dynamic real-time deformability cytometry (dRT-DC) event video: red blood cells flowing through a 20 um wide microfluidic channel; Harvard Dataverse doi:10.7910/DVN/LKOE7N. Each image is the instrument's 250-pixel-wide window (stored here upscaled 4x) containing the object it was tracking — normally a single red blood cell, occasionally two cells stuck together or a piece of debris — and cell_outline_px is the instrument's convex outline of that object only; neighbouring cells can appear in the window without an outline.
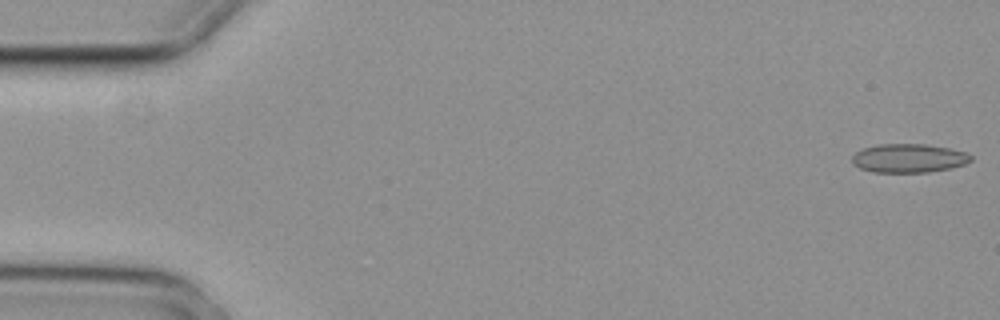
{"species": "common noctule bat (a hibernating species)", "species_latin": "Nyctalus noctula", "temperature_condition": "cold", "stored_images_in_passage": 4, "camera_frame_rate_fps": 3000, "um_per_image_px": 0.085, "animal": {"sex": "female", "body_mass_g": 29.2, "forearm_length_mm": 56.3}, "frame": {"image": 1, "passage_image": 1, "time_ms": 0.0, "image_size_px": [1000, 320], "cell_outline_px": [[972, 160], [964, 164], [952, 168], [928, 172], [872, 172], [860, 168], [852, 164], [852, 156], [856, 152], [864, 148], [876, 144], [924, 144], [948, 148], [968, 152], [972, 156]], "centroid_in_image_um": [77.24, 13.45], "position_along_channel_um": 7.8, "area_um2": 20.0}}
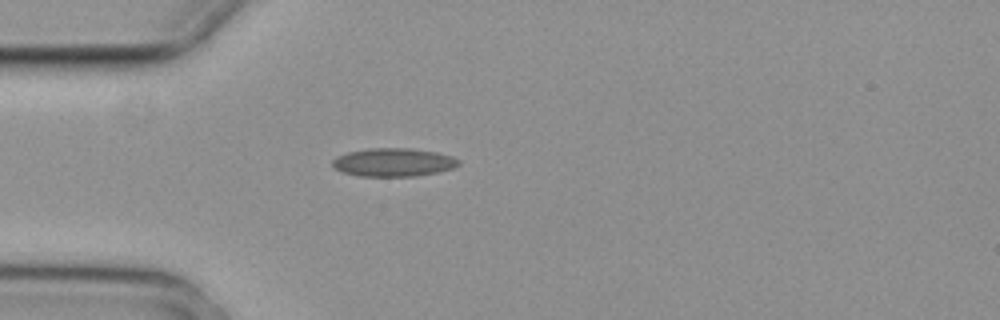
{"frame": {"image": 2, "passage_image": 4, "time_ms": 1.0, "image_size_px": [1000, 320], "cell_outline_px": [[460, 164], [452, 168], [440, 172], [412, 176], [360, 176], [344, 172], [336, 168], [332, 164], [332, 160], [336, 156], [348, 152], [372, 148], [412, 148], [436, 152], [452, 156], [460, 160]], "centroid_in_image_um": [33.47, 13.79], "position_along_channel_um": 51.5, "area_um2": 20.75}}